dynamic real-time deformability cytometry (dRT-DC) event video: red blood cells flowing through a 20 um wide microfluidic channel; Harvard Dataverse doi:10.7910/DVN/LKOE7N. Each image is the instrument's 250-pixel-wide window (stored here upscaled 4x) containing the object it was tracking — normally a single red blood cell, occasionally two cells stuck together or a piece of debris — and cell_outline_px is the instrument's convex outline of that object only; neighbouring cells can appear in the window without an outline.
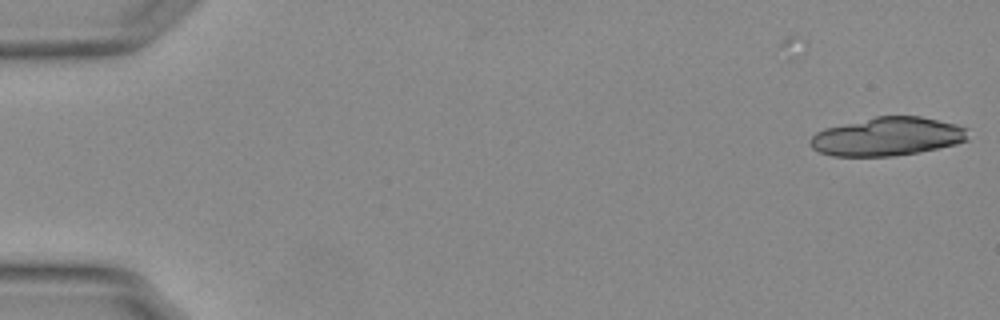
{"species": "Egyptian fruit bat (a non-hibernating species)", "species_latin": "Rousettus aegyptiacus", "temperature_condition": "warm", "stored_images_in_passage": 2, "camera_frame_rate_fps": 3000, "um_per_image_px": 0.085, "animal": {"sex": "female"}, "frame": {"image": 1, "passage_image": 2, "time_ms": 0.333, "image_size_px": [1000, 320], "cell_outline_px": [[968, 140], [956, 144], [920, 152], [896, 156], [832, 156], [820, 152], [812, 148], [808, 144], [808, 140], [816, 132], [824, 128], [876, 116], [920, 116], [956, 124], [968, 128]], "centroid_in_image_um": [75.42, 11.61], "position_along_channel_um": 9.6, "area_um2": 35.66}}